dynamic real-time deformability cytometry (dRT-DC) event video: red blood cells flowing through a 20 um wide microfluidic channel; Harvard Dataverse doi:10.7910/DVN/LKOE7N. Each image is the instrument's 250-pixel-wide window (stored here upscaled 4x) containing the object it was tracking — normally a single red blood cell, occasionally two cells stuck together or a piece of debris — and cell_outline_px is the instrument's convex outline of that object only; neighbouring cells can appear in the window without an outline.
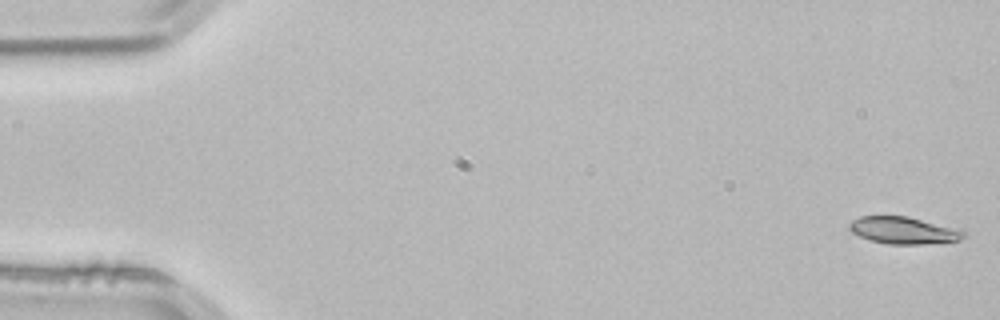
{"species": "common noctule bat (a hibernating species)", "species_latin": "Nyctalus noctula", "temperature_condition": "room temperature", "stored_images_in_passage": 53, "camera_frame_rate_fps": 3000, "um_per_image_px": 0.085, "animal": {"sex": "male", "body_mass_g": 21.5, "forearm_length_mm": 52.0}, "frame": {"image": 1, "passage_image": 1, "time_ms": 0.0, "image_size_px": [1000, 320], "cell_outline_px": [[968, 236], [960, 240], [920, 244], [888, 244], [868, 240], [852, 232], [848, 228], [848, 224], [852, 220], [860, 216], [908, 216], [964, 228], [968, 232]], "centroid_in_image_um": [76.9, 19.57], "position_along_channel_um": 8.1, "area_um2": 18.61}}
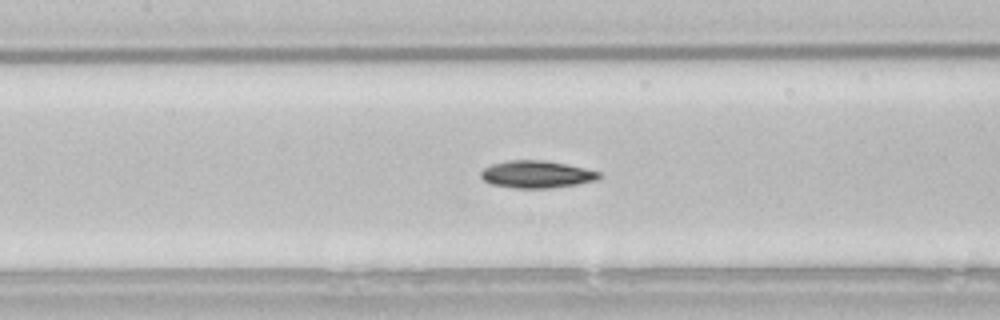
{"frame": {"image": 2, "passage_image": 24, "time_ms": 7.667, "image_size_px": [1000, 320], "cell_outline_px": [[604, 176], [596, 180], [576, 184], [548, 188], [516, 188], [492, 184], [484, 180], [480, 176], [480, 172], [484, 168], [492, 164], [508, 160], [544, 160], [584, 168], [600, 172]], "centroid_in_image_um": [45.61, 14.81], "position_along_channel_um": 161.8, "area_um2": 18.67}}
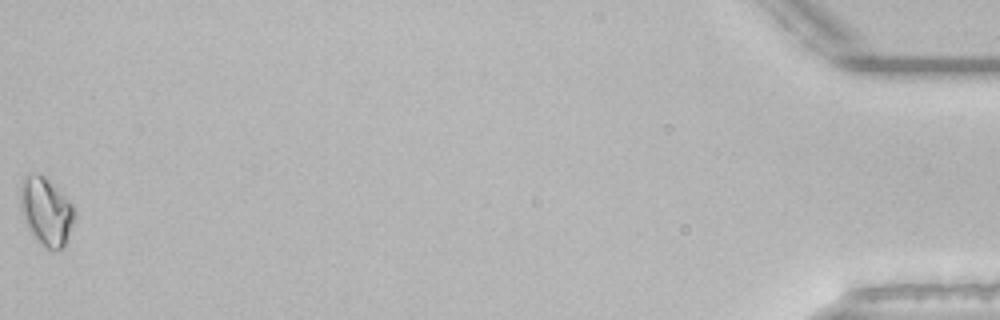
{"frame": {"image": 3, "passage_image": 53, "time_ms": 17.333, "image_size_px": [1000, 320], "cell_outline_px": [[76, 216], [68, 240], [64, 248], [44, 248], [32, 236], [24, 220], [20, 208], [20, 180], [28, 176], [44, 176], [72, 204], [76, 212]], "centroid_in_image_um": [3.93, 18.02], "position_along_channel_um": 431.3, "area_um2": 21.33}, "authors_computed_cell_mechanics": {"area_um2": 17.918, "velocity_mm_per_s": 3.8388, "shape_relaxation_time_tau1_ms": 6.2213, "shape_relaxation_time_tau2_ms": null, "deformation_change_tau1": 0.1306, "deformation_change_tau2": null}}